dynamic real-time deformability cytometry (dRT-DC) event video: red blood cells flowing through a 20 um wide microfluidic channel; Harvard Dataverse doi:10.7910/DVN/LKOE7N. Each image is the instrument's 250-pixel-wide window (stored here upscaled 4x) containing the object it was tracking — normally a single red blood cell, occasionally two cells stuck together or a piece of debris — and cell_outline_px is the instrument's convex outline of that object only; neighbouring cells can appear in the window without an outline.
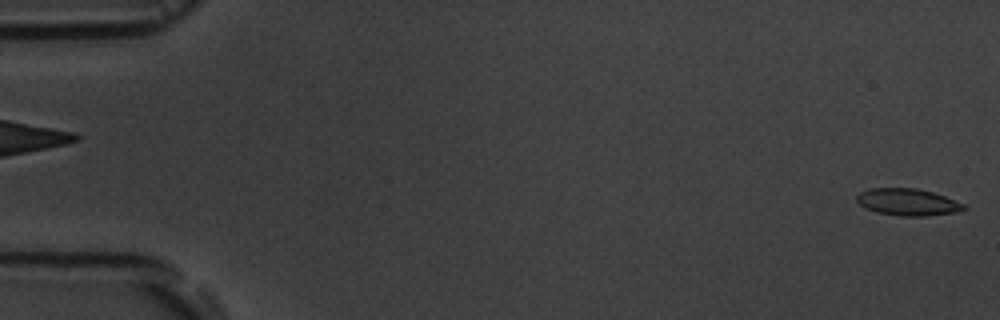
{"species": "common noctule bat (a hibernating species)", "species_latin": "Nyctalus noctula", "temperature_condition": "room temperature", "stored_images_in_passage": 6, "segment_of_instrument_passage": [2, 2], "camera_frame_rate_fps": 3000, "um_per_image_px": 0.085, "animal": {"sex": "male", "body_mass_g": 19.5, "forearm_length_mm": 54.6}, "frame": {"image": 1, "passage_image": 6, "time_ms": 6.0, "image_size_px": [1000, 320], "cell_outline_px": [[968, 208], [956, 212], [928, 216], [900, 216], [876, 212], [864, 208], [856, 200], [856, 196], [860, 192], [868, 188], [916, 188], [932, 192], [944, 196], [964, 204]], "centroid_in_image_um": [77.13, 17.18], "position_along_channel_um": 7.9, "area_um2": 16.88}}